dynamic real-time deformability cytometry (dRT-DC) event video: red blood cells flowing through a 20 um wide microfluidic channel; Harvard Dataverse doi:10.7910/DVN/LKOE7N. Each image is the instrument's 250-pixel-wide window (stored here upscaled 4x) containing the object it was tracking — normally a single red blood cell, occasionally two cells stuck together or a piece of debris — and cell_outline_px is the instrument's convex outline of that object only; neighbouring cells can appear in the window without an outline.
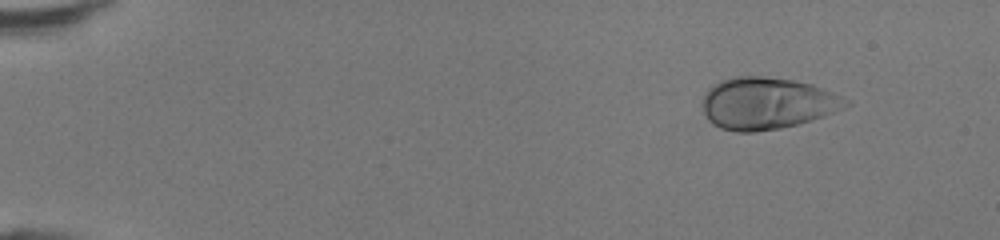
{"species": "human", "species_latin": "Homo sapiens", "temperature_condition": "room temperature", "stored_images_in_passage": 43, "camera_frame_rate_fps": 3000, "um_per_image_px": 0.085, "donor": {"sex": "female"}, "frame": {"image": 1, "passage_image": 1, "time_ms": 0.0, "image_size_px": [1000, 240], "cell_outline_px": [[852, 104], [812, 120], [780, 128], [756, 132], [736, 132], [720, 128], [712, 124], [704, 116], [704, 96], [708, 88], [720, 80], [736, 76], [760, 76], [792, 80], [812, 84], [852, 100]], "centroid_in_image_um": [65.19, 8.78], "position_along_channel_um": 19.8, "area_um2": 43.29}}
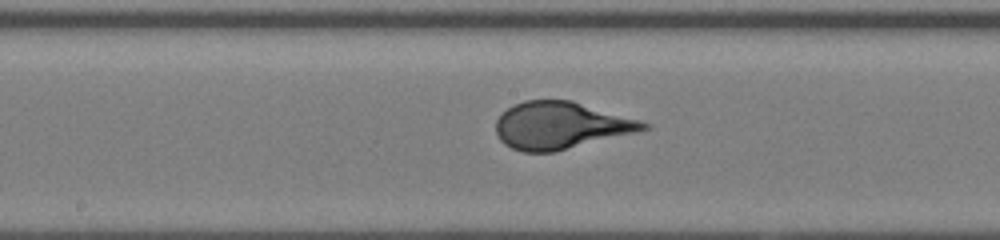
{"frame": {"image": 2, "passage_image": 22, "time_ms": 7.0, "image_size_px": [1000, 240], "cell_outline_px": [[652, 128], [636, 132], [552, 152], [524, 152], [512, 148], [504, 144], [500, 140], [496, 132], [496, 120], [508, 108], [524, 100], [572, 100], [640, 120], [652, 124]], "centroid_in_image_um": [47.67, 10.66], "position_along_channel_um": 200.5, "area_um2": 40.23}}
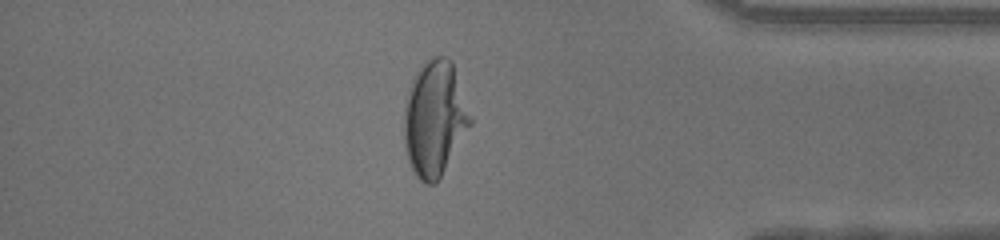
{"frame": {"image": 3, "passage_image": 37, "time_ms": 12.0, "image_size_px": [1000, 240], "cell_outline_px": [[472, 124], [436, 184], [424, 184], [416, 176], [408, 160], [404, 144], [404, 104], [408, 88], [416, 72], [428, 60], [436, 56], [444, 56], [452, 60], [472, 120]], "centroid_in_image_um": [36.93, 10.09], "position_along_channel_um": 398.3, "area_um2": 44.45}}